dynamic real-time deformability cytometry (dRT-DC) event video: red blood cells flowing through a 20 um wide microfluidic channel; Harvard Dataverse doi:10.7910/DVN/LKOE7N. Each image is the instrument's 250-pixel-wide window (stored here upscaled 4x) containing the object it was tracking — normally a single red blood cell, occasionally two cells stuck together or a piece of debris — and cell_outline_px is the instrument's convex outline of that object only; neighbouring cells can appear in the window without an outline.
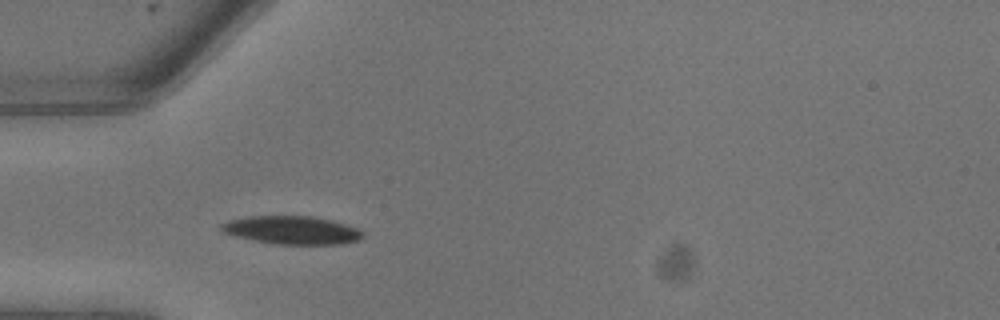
{"species": "common noctule bat (a hibernating species)", "species_latin": "Nyctalus noctula", "temperature_condition": "warm", "stored_images_in_passage": 8, "camera_frame_rate_fps": 3000, "um_per_image_px": 0.085, "animal": {"sex": "male", "body_mass_g": 13.3}, "frame": {"image": 1, "passage_image": 4, "time_ms": 1.0, "image_size_px": [1000, 320], "cell_outline_px": [[364, 236], [360, 240], [340, 244], [276, 244], [252, 240], [236, 236], [224, 232], [220, 228], [220, 224], [228, 220], [248, 216], [312, 216], [332, 220], [360, 228], [364, 232]], "centroid_in_image_um": [24.85, 19.56], "position_along_channel_um": 60.1, "area_um2": 23.41}}
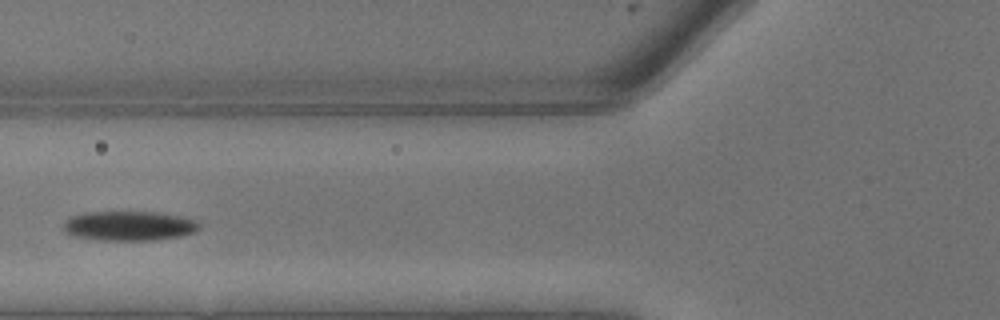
{"frame": {"image": 2, "passage_image": 6, "time_ms": 1.667, "image_size_px": [1000, 320], "cell_outline_px": [[200, 228], [192, 232], [180, 236], [156, 240], [104, 240], [76, 236], [68, 232], [64, 228], [64, 224], [72, 216], [84, 212], [164, 212], [196, 220], [200, 224]], "centroid_in_image_um": [11.04, 19.18], "position_along_channel_um": 114.8, "area_um2": 23.18}}